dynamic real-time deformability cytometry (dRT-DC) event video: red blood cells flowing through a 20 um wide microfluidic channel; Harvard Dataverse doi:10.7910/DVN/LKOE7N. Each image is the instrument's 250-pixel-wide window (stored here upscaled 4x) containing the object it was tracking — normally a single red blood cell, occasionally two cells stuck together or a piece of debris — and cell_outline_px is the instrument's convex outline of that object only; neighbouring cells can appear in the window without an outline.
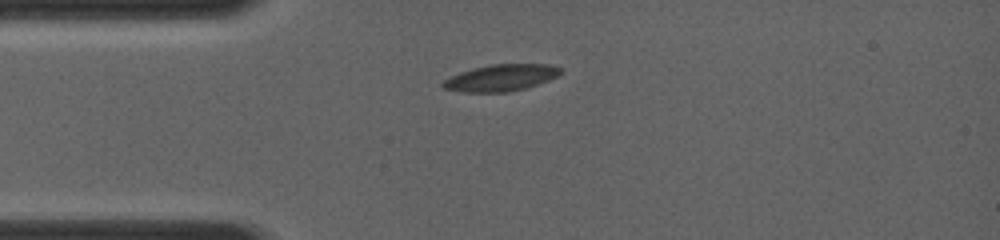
{"species": "common noctule bat (a hibernating species)", "species_latin": "Nyctalus noctula", "temperature_condition": "room temperature", "stored_images_in_passage": 4, "camera_frame_rate_fps": 4000, "um_per_image_px": 0.085, "animal": {"sex": "female", "body_mass_g": 19.0, "forearm_length_mm": 56.7}, "frame": {"image": 1, "passage_image": 1, "time_ms": 0.0, "image_size_px": [1000, 240], "cell_outline_px": [[564, 72], [548, 80], [524, 88], [508, 92], [460, 92], [444, 88], [440, 84], [444, 80], [460, 72], [472, 68], [488, 64], [552, 64], [560, 68]], "centroid_in_image_um": [42.57, 6.6], "position_along_channel_um": 42.4, "area_um2": 18.26}}
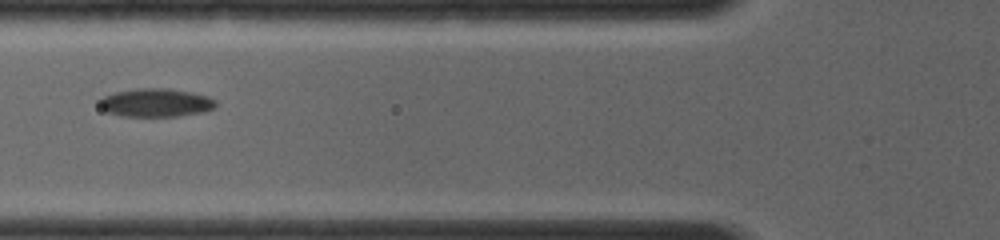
{"frame": {"image": 2, "passage_image": 3, "time_ms": 2.0, "image_size_px": [1000, 240], "cell_outline_px": [[216, 104], [212, 108], [204, 112], [176, 116], [120, 116], [104, 112], [100, 108], [100, 100], [104, 96], [116, 92], [136, 88], [168, 88], [192, 92], [208, 96], [216, 100]], "centroid_in_image_um": [13.23, 8.73], "position_along_channel_um": 112.6, "area_um2": 19.31}}
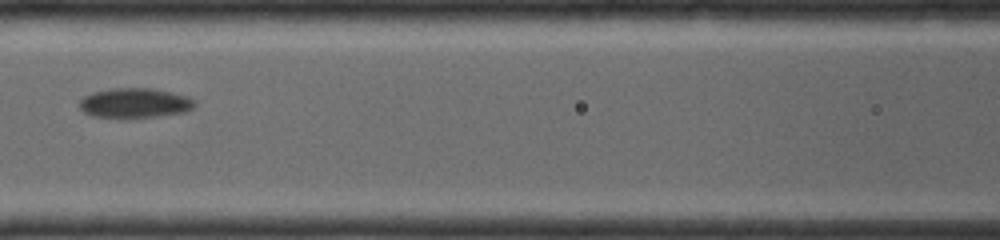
{"frame": {"image": 3, "passage_image": 4, "time_ms": 3.0, "image_size_px": [1000, 240], "cell_outline_px": [[196, 104], [188, 112], [160, 116], [128, 120], [92, 116], [84, 112], [80, 108], [80, 100], [84, 96], [92, 92], [112, 88], [152, 88], [172, 92], [188, 96], [196, 100]], "centroid_in_image_um": [11.48, 8.79], "position_along_channel_um": 155.1, "area_um2": 20.81}}